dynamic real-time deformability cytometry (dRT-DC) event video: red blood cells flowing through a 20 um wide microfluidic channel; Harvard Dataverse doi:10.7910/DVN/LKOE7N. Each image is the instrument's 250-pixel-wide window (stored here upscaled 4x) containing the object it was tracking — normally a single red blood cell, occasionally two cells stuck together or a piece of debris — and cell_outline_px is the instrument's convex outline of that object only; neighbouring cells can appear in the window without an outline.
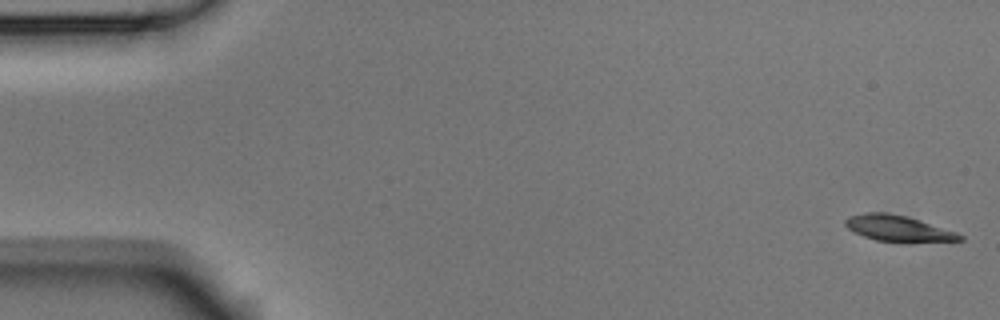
{"species": "Egyptian fruit bat (a non-hibernating species)", "species_latin": "Rousettus aegyptiacus", "temperature_condition": "room temperature", "stored_images_in_passage": 5, "camera_frame_rate_fps": 3000, "um_per_image_px": 0.085, "animal": {"sex": "male"}, "frame": {"image": 1, "passage_image": 1, "time_ms": 0.0, "image_size_px": [1000, 320], "cell_outline_px": [[964, 240], [876, 240], [852, 232], [844, 224], [844, 220], [848, 216], [864, 212], [884, 212], [904, 216], [956, 232], [964, 236]], "centroid_in_image_um": [76.21, 19.37], "position_along_channel_um": 8.8, "area_um2": 16.42}}
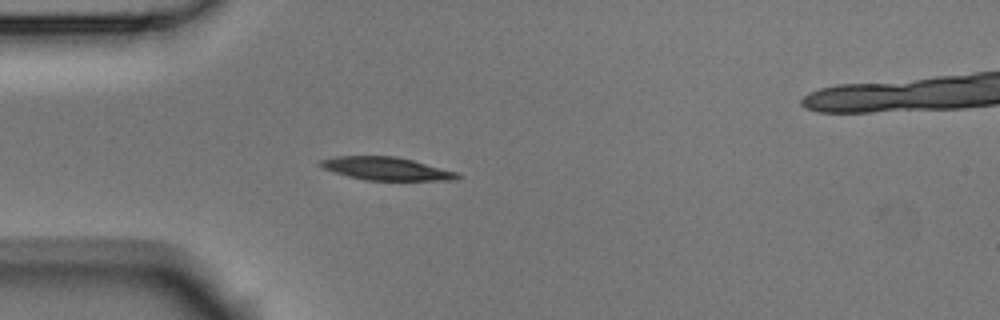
{"frame": {"image": 2, "passage_image": 5, "time_ms": 1.333, "image_size_px": [1000, 320], "cell_outline_px": [[464, 176], [456, 180], [364, 180], [348, 176], [324, 168], [320, 164], [320, 160], [336, 156], [396, 156], [412, 160], [456, 172]], "centroid_in_image_um": [32.87, 14.34], "position_along_channel_um": 52.1, "area_um2": 18.15}}